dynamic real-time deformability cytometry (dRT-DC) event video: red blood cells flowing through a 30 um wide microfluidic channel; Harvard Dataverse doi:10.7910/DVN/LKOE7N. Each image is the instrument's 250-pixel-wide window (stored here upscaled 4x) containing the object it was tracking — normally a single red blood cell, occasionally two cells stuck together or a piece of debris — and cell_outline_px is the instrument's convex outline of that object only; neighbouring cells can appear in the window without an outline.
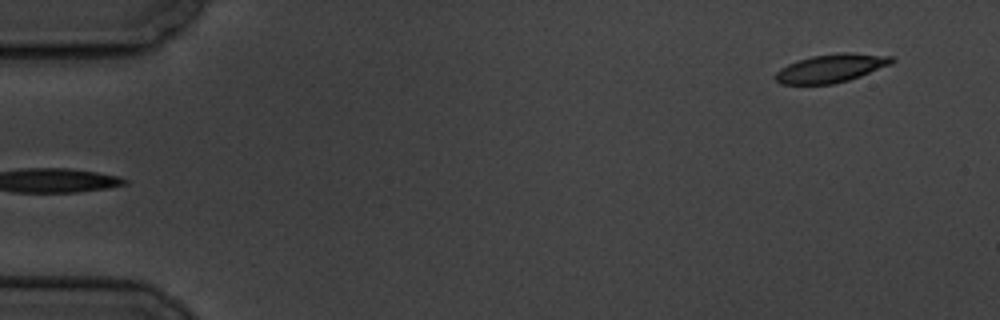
{"species": "common noctule bat (a hibernating species)", "species_latin": "Nyctalus noctula", "temperature_condition": "cold", "stored_images_in_passage": 5, "segment_of_instrument_passage": [2, 2], "camera_frame_rate_fps": 3000, "um_per_image_px": 0.085, "animal": {"sex": "male", "body_mass_g": 19.5, "forearm_length_mm": 54.6}, "frame": {"image": 1, "passage_image": 5, "time_ms": 5.667, "image_size_px": [1000, 320], "cell_outline_px": [[896, 60], [892, 64], [860, 76], [848, 80], [832, 84], [780, 84], [772, 76], [780, 68], [796, 60], [812, 56], [840, 52], [848, 52], [892, 56]], "centroid_in_image_um": [70.63, 5.79], "position_along_channel_um": 14.4, "area_um2": 19.36}}